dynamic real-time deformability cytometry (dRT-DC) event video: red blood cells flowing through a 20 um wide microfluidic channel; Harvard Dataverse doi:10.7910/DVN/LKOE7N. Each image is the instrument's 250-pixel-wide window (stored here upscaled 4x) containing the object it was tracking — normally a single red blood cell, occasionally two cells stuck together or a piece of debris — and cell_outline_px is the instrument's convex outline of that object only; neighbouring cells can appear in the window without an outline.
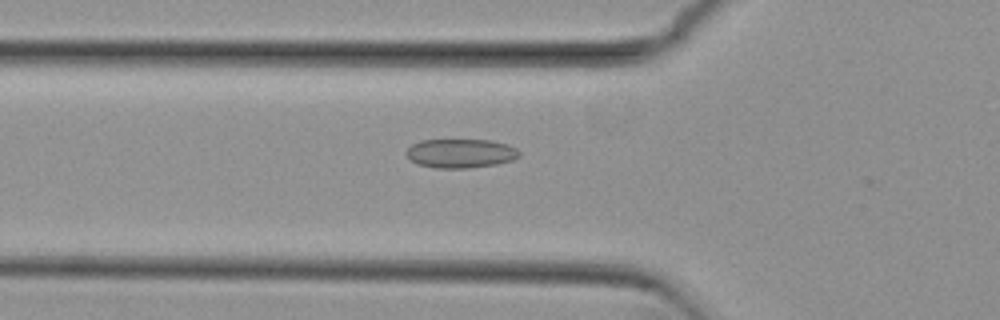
{"species": "common noctule bat (a hibernating species)", "species_latin": "Nyctalus noctula", "temperature_condition": "cold", "stored_images_in_passage": 54, "camera_frame_rate_fps": 3000, "um_per_image_px": 0.085, "animal": {"sex": "female", "body_mass_g": 29.2, "forearm_length_mm": 56.3}, "frame": {"image": 1, "passage_image": 19, "time_ms": 6.0, "image_size_px": [1000, 320], "cell_outline_px": [[520, 156], [512, 160], [496, 164], [468, 168], [436, 168], [416, 164], [404, 152], [412, 144], [420, 140], [492, 140], [508, 144], [516, 148], [520, 152]], "centroid_in_image_um": [39.15, 13.03], "position_along_channel_um": 86.6, "area_um2": 19.19}}
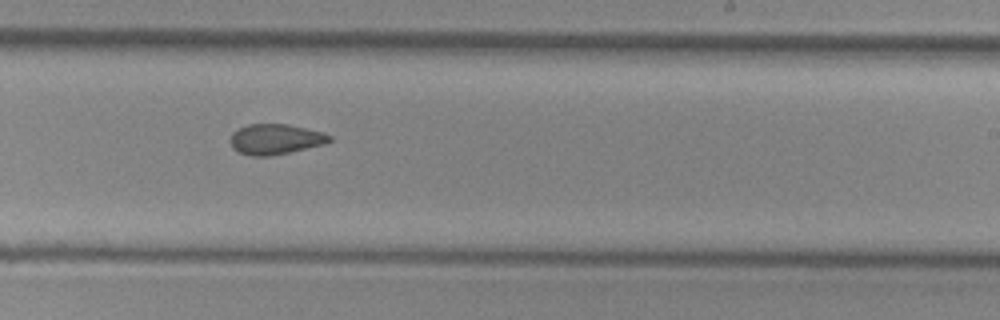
{"frame": {"image": 2, "passage_image": 33, "time_ms": 10.667, "image_size_px": [1000, 320], "cell_outline_px": [[332, 140], [324, 144], [288, 152], [268, 156], [252, 156], [240, 152], [232, 148], [232, 132], [236, 128], [248, 124], [288, 124], [324, 132], [332, 136]], "centroid_in_image_um": [23.42, 11.81], "position_along_channel_um": 265.6, "area_um2": 17.46}}
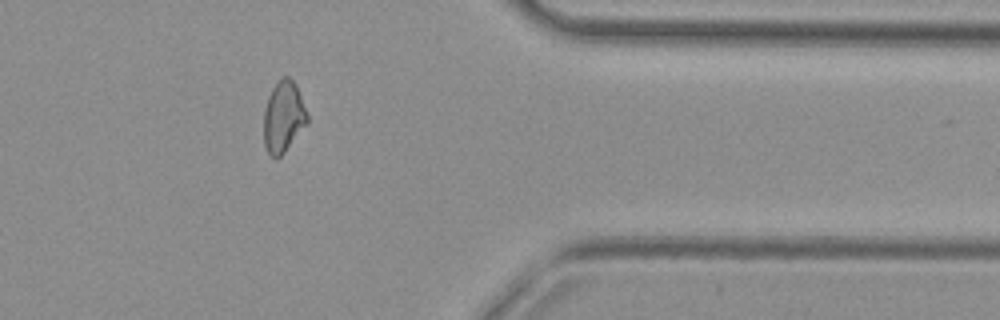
{"frame": {"image": 3, "passage_image": 44, "time_ms": 14.333, "image_size_px": [1000, 320], "cell_outline_px": [[308, 124], [284, 152], [276, 160], [268, 152], [264, 144], [264, 112], [268, 96], [272, 88], [284, 76], [288, 76], [296, 84], [308, 116]], "centroid_in_image_um": [24.1, 9.95], "position_along_channel_um": 387.3, "area_um2": 17.98}, "authors_computed_cell_mechanics": {"area_um2": 18.6405, "velocity_mm_per_s": 3.8267, "shape_relaxation_time_tau1_ms": null, "shape_relaxation_time_tau2_ms": 3.1526, "deformation_change_tau1": null, "deformation_change_tau2": 0.0851}}